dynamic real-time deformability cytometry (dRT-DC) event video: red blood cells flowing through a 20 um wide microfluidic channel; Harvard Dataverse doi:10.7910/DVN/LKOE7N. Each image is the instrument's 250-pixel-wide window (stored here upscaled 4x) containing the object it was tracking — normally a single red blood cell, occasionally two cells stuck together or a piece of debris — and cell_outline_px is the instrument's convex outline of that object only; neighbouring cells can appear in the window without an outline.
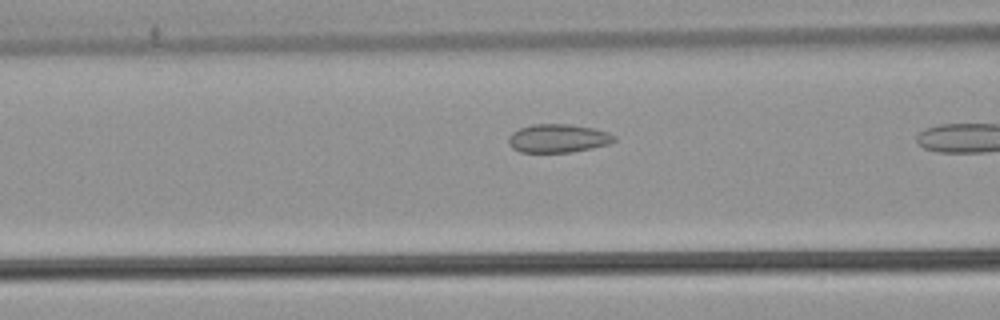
{"species": "common noctule bat (a hibernating species)", "species_latin": "Nyctalus noctula", "temperature_condition": "warm", "stored_images_in_passage": 9, "camera_frame_rate_fps": 3000, "um_per_image_px": 0.085, "animal": {"sex": "male", "body_mass_g": 21.5, "forearm_length_mm": 52.0}, "frame": {"image": 1, "passage_image": 7, "time_ms": 2.0, "image_size_px": [1000, 320], "cell_outline_px": [[616, 140], [608, 144], [592, 148], [572, 152], [520, 152], [512, 148], [508, 144], [508, 136], [512, 132], [520, 128], [532, 124], [568, 124], [592, 128], [608, 132], [616, 136]], "centroid_in_image_um": [47.41, 11.76], "position_along_channel_um": 119.2, "area_um2": 17.57}}